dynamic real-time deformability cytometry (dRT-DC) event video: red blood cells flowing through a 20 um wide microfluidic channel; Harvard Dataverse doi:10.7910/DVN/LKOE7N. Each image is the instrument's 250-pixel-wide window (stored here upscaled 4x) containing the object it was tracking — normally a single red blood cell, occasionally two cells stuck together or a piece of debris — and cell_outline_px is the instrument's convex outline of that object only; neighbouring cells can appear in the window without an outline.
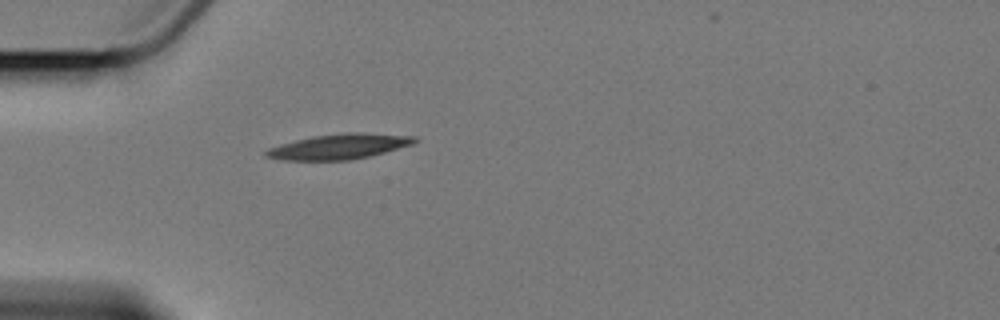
{"species": "Egyptian fruit bat (a non-hibernating species)", "species_latin": "Rousettus aegyptiacus", "temperature_condition": "cold", "stored_images_in_passage": 1, "camera_frame_rate_fps": 3000, "um_per_image_px": 0.085, "animal": {"sex": "female"}, "frame": {"image": 1, "passage_image": 1, "time_ms": 0.0, "image_size_px": [1000, 320], "cell_outline_px": [[420, 140], [412, 144], [384, 152], [368, 156], [348, 160], [284, 160], [264, 156], [264, 152], [268, 148], [280, 144], [312, 136], [344, 132], [364, 132], [416, 136]], "centroid_in_image_um": [28.83, 12.44], "position_along_channel_um": 56.2, "area_um2": 21.85}}